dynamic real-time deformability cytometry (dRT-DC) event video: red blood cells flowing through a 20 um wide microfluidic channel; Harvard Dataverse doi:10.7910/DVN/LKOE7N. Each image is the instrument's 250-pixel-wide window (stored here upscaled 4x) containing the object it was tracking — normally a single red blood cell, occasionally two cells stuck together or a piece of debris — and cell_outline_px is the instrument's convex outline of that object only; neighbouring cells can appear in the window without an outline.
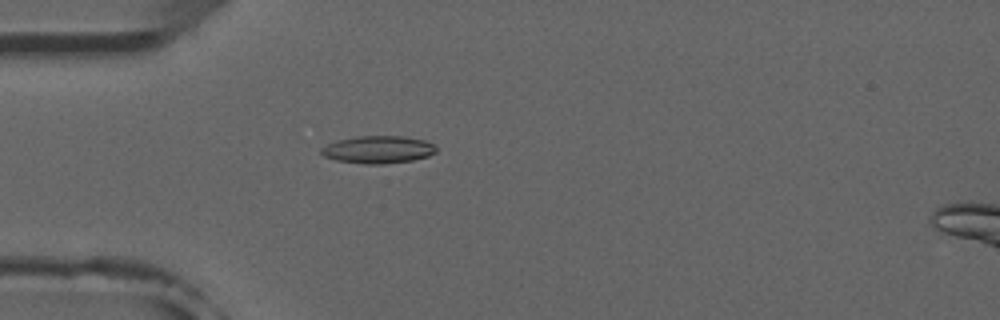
{"species": "common noctule bat (a hibernating species)", "species_latin": "Nyctalus noctula", "temperature_condition": "room temperature", "stored_images_in_passage": 22, "camera_frame_rate_fps": 3000, "um_per_image_px": 0.085, "animal": {"sex": "male", "forearm_length_mm": 52.5}, "frame": {"image": 1, "passage_image": 15, "time_ms": 4.667, "image_size_px": [1000, 320], "cell_outline_px": [[436, 152], [428, 156], [412, 160], [384, 164], [368, 164], [336, 160], [324, 156], [320, 152], [320, 148], [336, 140], [356, 136], [404, 136], [424, 140], [436, 144]], "centroid_in_image_um": [32.15, 12.7], "position_along_channel_um": 52.9, "area_um2": 18.5}}
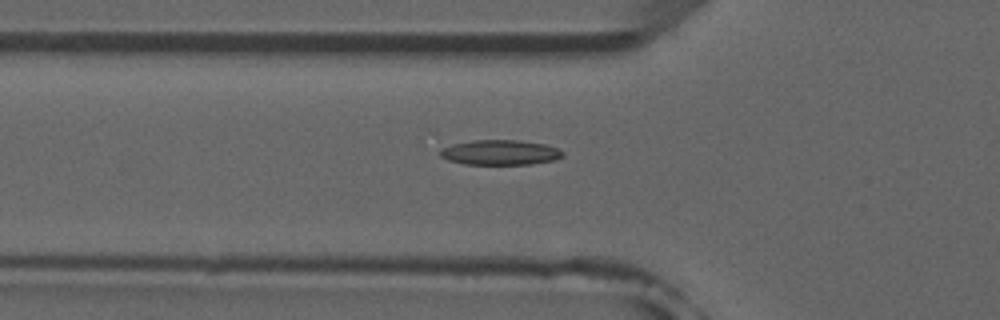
{"frame": {"image": 2, "passage_image": 18, "time_ms": 5.667, "image_size_px": [1000, 320], "cell_outline_px": [[564, 156], [556, 160], [532, 164], [464, 164], [448, 160], [440, 156], [440, 152], [444, 148], [452, 144], [472, 140], [516, 140], [544, 144], [556, 148], [564, 152]], "centroid_in_image_um": [42.54, 12.96], "position_along_channel_um": 83.3, "area_um2": 17.8}}